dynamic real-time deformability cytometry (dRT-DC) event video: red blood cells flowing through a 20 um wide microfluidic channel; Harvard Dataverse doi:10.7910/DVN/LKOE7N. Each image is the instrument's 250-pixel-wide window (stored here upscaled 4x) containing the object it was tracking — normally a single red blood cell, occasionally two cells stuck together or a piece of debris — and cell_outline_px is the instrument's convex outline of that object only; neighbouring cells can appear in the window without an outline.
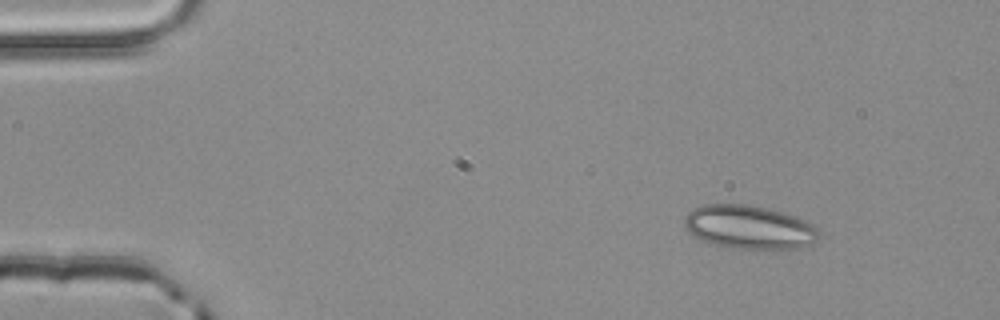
{"species": "common noctule bat (a hibernating species)", "species_latin": "Nyctalus noctula", "temperature_condition": "room temperature", "stored_images_in_passage": 3, "camera_frame_rate_fps": 3000, "um_per_image_px": 0.085, "animal": {"sex": "male", "body_mass_g": 20.4}, "frame": {"image": 1, "passage_image": 1, "time_ms": 0.0, "image_size_px": [1000, 320], "cell_outline_px": [[820, 232], [816, 240], [800, 248], [732, 248], [712, 244], [692, 236], [688, 232], [684, 224], [684, 216], [692, 208], [704, 204], [744, 204], [784, 212], [796, 216], [812, 224]], "centroid_in_image_um": [63.62, 19.3], "position_along_channel_um": 21.4, "area_um2": 34.1}}